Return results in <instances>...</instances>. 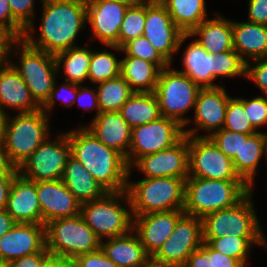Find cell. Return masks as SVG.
I'll list each match as a JSON object with an SVG mask.
<instances>
[{
	"label": "cell",
	"mask_w": 267,
	"mask_h": 267,
	"mask_svg": "<svg viewBox=\"0 0 267 267\" xmlns=\"http://www.w3.org/2000/svg\"><path fill=\"white\" fill-rule=\"evenodd\" d=\"M111 49L124 52L126 56L141 58L156 64L161 70L170 66V64L160 55V53L152 46L144 36L137 37L127 42L122 48L115 45H107Z\"/></svg>",
	"instance_id": "obj_40"
},
{
	"label": "cell",
	"mask_w": 267,
	"mask_h": 267,
	"mask_svg": "<svg viewBox=\"0 0 267 267\" xmlns=\"http://www.w3.org/2000/svg\"><path fill=\"white\" fill-rule=\"evenodd\" d=\"M200 89L178 70H172L169 66L162 69L153 92L157 97L161 116L173 119L185 128L191 120L185 118L184 114L194 108Z\"/></svg>",
	"instance_id": "obj_10"
},
{
	"label": "cell",
	"mask_w": 267,
	"mask_h": 267,
	"mask_svg": "<svg viewBox=\"0 0 267 267\" xmlns=\"http://www.w3.org/2000/svg\"><path fill=\"white\" fill-rule=\"evenodd\" d=\"M68 139L71 155L107 192L126 191L129 167L121 153L101 143L86 126L68 132Z\"/></svg>",
	"instance_id": "obj_2"
},
{
	"label": "cell",
	"mask_w": 267,
	"mask_h": 267,
	"mask_svg": "<svg viewBox=\"0 0 267 267\" xmlns=\"http://www.w3.org/2000/svg\"><path fill=\"white\" fill-rule=\"evenodd\" d=\"M256 65H251L250 61L246 63L245 77L253 81L259 89L267 95V59L254 60Z\"/></svg>",
	"instance_id": "obj_47"
},
{
	"label": "cell",
	"mask_w": 267,
	"mask_h": 267,
	"mask_svg": "<svg viewBox=\"0 0 267 267\" xmlns=\"http://www.w3.org/2000/svg\"><path fill=\"white\" fill-rule=\"evenodd\" d=\"M3 107L17 109L18 113H29L41 109L10 61L0 65V108L8 114L4 110L7 108Z\"/></svg>",
	"instance_id": "obj_24"
},
{
	"label": "cell",
	"mask_w": 267,
	"mask_h": 267,
	"mask_svg": "<svg viewBox=\"0 0 267 267\" xmlns=\"http://www.w3.org/2000/svg\"><path fill=\"white\" fill-rule=\"evenodd\" d=\"M11 118L7 114L3 139L10 162L19 168L48 139L49 115L39 109Z\"/></svg>",
	"instance_id": "obj_5"
},
{
	"label": "cell",
	"mask_w": 267,
	"mask_h": 267,
	"mask_svg": "<svg viewBox=\"0 0 267 267\" xmlns=\"http://www.w3.org/2000/svg\"><path fill=\"white\" fill-rule=\"evenodd\" d=\"M161 69L154 63L131 56L121 59V76L137 93L154 92Z\"/></svg>",
	"instance_id": "obj_30"
},
{
	"label": "cell",
	"mask_w": 267,
	"mask_h": 267,
	"mask_svg": "<svg viewBox=\"0 0 267 267\" xmlns=\"http://www.w3.org/2000/svg\"><path fill=\"white\" fill-rule=\"evenodd\" d=\"M265 153V133L258 131L242 142L239 154L232 159L235 172L251 189H253L254 175H257L259 161Z\"/></svg>",
	"instance_id": "obj_29"
},
{
	"label": "cell",
	"mask_w": 267,
	"mask_h": 267,
	"mask_svg": "<svg viewBox=\"0 0 267 267\" xmlns=\"http://www.w3.org/2000/svg\"><path fill=\"white\" fill-rule=\"evenodd\" d=\"M18 38L6 27L0 25V61H10L12 47Z\"/></svg>",
	"instance_id": "obj_53"
},
{
	"label": "cell",
	"mask_w": 267,
	"mask_h": 267,
	"mask_svg": "<svg viewBox=\"0 0 267 267\" xmlns=\"http://www.w3.org/2000/svg\"><path fill=\"white\" fill-rule=\"evenodd\" d=\"M100 248L118 267H139L150 258L134 230L101 241Z\"/></svg>",
	"instance_id": "obj_26"
},
{
	"label": "cell",
	"mask_w": 267,
	"mask_h": 267,
	"mask_svg": "<svg viewBox=\"0 0 267 267\" xmlns=\"http://www.w3.org/2000/svg\"><path fill=\"white\" fill-rule=\"evenodd\" d=\"M250 135L253 134L236 133L222 128L208 138L232 160L236 154H239L242 142H245Z\"/></svg>",
	"instance_id": "obj_42"
},
{
	"label": "cell",
	"mask_w": 267,
	"mask_h": 267,
	"mask_svg": "<svg viewBox=\"0 0 267 267\" xmlns=\"http://www.w3.org/2000/svg\"><path fill=\"white\" fill-rule=\"evenodd\" d=\"M74 267H118L101 250L76 256L72 260Z\"/></svg>",
	"instance_id": "obj_46"
},
{
	"label": "cell",
	"mask_w": 267,
	"mask_h": 267,
	"mask_svg": "<svg viewBox=\"0 0 267 267\" xmlns=\"http://www.w3.org/2000/svg\"><path fill=\"white\" fill-rule=\"evenodd\" d=\"M184 214L183 210H172L133 216V230L150 257H153L172 235L177 221Z\"/></svg>",
	"instance_id": "obj_20"
},
{
	"label": "cell",
	"mask_w": 267,
	"mask_h": 267,
	"mask_svg": "<svg viewBox=\"0 0 267 267\" xmlns=\"http://www.w3.org/2000/svg\"><path fill=\"white\" fill-rule=\"evenodd\" d=\"M202 243V218L184 214L153 258L171 267H183L187 258L201 248Z\"/></svg>",
	"instance_id": "obj_15"
},
{
	"label": "cell",
	"mask_w": 267,
	"mask_h": 267,
	"mask_svg": "<svg viewBox=\"0 0 267 267\" xmlns=\"http://www.w3.org/2000/svg\"><path fill=\"white\" fill-rule=\"evenodd\" d=\"M84 99H88L87 103L84 105ZM77 100V101H76ZM80 104L79 106H83L86 111L87 110H92L93 108L97 110L95 117L100 113V107L98 104V96H97V91L96 89L89 88L88 86H82L78 85V90H77V97L75 99L74 104ZM89 103V104H88Z\"/></svg>",
	"instance_id": "obj_50"
},
{
	"label": "cell",
	"mask_w": 267,
	"mask_h": 267,
	"mask_svg": "<svg viewBox=\"0 0 267 267\" xmlns=\"http://www.w3.org/2000/svg\"><path fill=\"white\" fill-rule=\"evenodd\" d=\"M251 188L243 180L188 177L185 180V214L203 218L238 203Z\"/></svg>",
	"instance_id": "obj_3"
},
{
	"label": "cell",
	"mask_w": 267,
	"mask_h": 267,
	"mask_svg": "<svg viewBox=\"0 0 267 267\" xmlns=\"http://www.w3.org/2000/svg\"><path fill=\"white\" fill-rule=\"evenodd\" d=\"M0 267H10L9 264L0 261Z\"/></svg>",
	"instance_id": "obj_62"
},
{
	"label": "cell",
	"mask_w": 267,
	"mask_h": 267,
	"mask_svg": "<svg viewBox=\"0 0 267 267\" xmlns=\"http://www.w3.org/2000/svg\"><path fill=\"white\" fill-rule=\"evenodd\" d=\"M139 267H171L160 261L155 260L153 257H150L144 264H141Z\"/></svg>",
	"instance_id": "obj_59"
},
{
	"label": "cell",
	"mask_w": 267,
	"mask_h": 267,
	"mask_svg": "<svg viewBox=\"0 0 267 267\" xmlns=\"http://www.w3.org/2000/svg\"><path fill=\"white\" fill-rule=\"evenodd\" d=\"M143 36L169 64H172V57L179 51L183 41L191 37L189 33H183L174 24L160 1L147 0Z\"/></svg>",
	"instance_id": "obj_13"
},
{
	"label": "cell",
	"mask_w": 267,
	"mask_h": 267,
	"mask_svg": "<svg viewBox=\"0 0 267 267\" xmlns=\"http://www.w3.org/2000/svg\"><path fill=\"white\" fill-rule=\"evenodd\" d=\"M145 19L146 0H140L128 6L119 29V48H122L129 41L143 36Z\"/></svg>",
	"instance_id": "obj_37"
},
{
	"label": "cell",
	"mask_w": 267,
	"mask_h": 267,
	"mask_svg": "<svg viewBox=\"0 0 267 267\" xmlns=\"http://www.w3.org/2000/svg\"><path fill=\"white\" fill-rule=\"evenodd\" d=\"M19 51V66L10 62L28 86L36 103L41 107L54 87L57 66L53 54L30 46L23 38L18 39L11 51ZM20 49V50H19Z\"/></svg>",
	"instance_id": "obj_9"
},
{
	"label": "cell",
	"mask_w": 267,
	"mask_h": 267,
	"mask_svg": "<svg viewBox=\"0 0 267 267\" xmlns=\"http://www.w3.org/2000/svg\"><path fill=\"white\" fill-rule=\"evenodd\" d=\"M91 54V49L80 46L61 51L54 55L57 70L60 71L59 68H64L65 81L78 85L83 84L88 79Z\"/></svg>",
	"instance_id": "obj_34"
},
{
	"label": "cell",
	"mask_w": 267,
	"mask_h": 267,
	"mask_svg": "<svg viewBox=\"0 0 267 267\" xmlns=\"http://www.w3.org/2000/svg\"><path fill=\"white\" fill-rule=\"evenodd\" d=\"M7 114L0 108V136H3Z\"/></svg>",
	"instance_id": "obj_60"
},
{
	"label": "cell",
	"mask_w": 267,
	"mask_h": 267,
	"mask_svg": "<svg viewBox=\"0 0 267 267\" xmlns=\"http://www.w3.org/2000/svg\"><path fill=\"white\" fill-rule=\"evenodd\" d=\"M182 62L184 70L179 72L188 76L200 88H212L213 54L194 40L186 47Z\"/></svg>",
	"instance_id": "obj_31"
},
{
	"label": "cell",
	"mask_w": 267,
	"mask_h": 267,
	"mask_svg": "<svg viewBox=\"0 0 267 267\" xmlns=\"http://www.w3.org/2000/svg\"><path fill=\"white\" fill-rule=\"evenodd\" d=\"M86 128L105 146L121 153L128 165L132 128L119 111L100 112L97 117H93L90 126Z\"/></svg>",
	"instance_id": "obj_23"
},
{
	"label": "cell",
	"mask_w": 267,
	"mask_h": 267,
	"mask_svg": "<svg viewBox=\"0 0 267 267\" xmlns=\"http://www.w3.org/2000/svg\"><path fill=\"white\" fill-rule=\"evenodd\" d=\"M56 81L57 80H55V82H54V87H53L52 91L50 92V95H49L48 99L41 106V109L46 114H48V112H46V111H49L54 107V105L56 103V98H58L61 101L60 102L61 104H62V102H64V103L67 102L68 104H65V106L68 108V107H71L74 104L75 99L77 97L78 84L70 83L68 81H65V83H63V85L60 86L59 84L57 85ZM55 85H57L58 87L55 86ZM59 87H61V88H59ZM62 93L64 95L68 94L70 96L66 95V97H64V95H62Z\"/></svg>",
	"instance_id": "obj_44"
},
{
	"label": "cell",
	"mask_w": 267,
	"mask_h": 267,
	"mask_svg": "<svg viewBox=\"0 0 267 267\" xmlns=\"http://www.w3.org/2000/svg\"><path fill=\"white\" fill-rule=\"evenodd\" d=\"M13 20L25 31L24 35H32L34 30V0H8Z\"/></svg>",
	"instance_id": "obj_43"
},
{
	"label": "cell",
	"mask_w": 267,
	"mask_h": 267,
	"mask_svg": "<svg viewBox=\"0 0 267 267\" xmlns=\"http://www.w3.org/2000/svg\"><path fill=\"white\" fill-rule=\"evenodd\" d=\"M251 189L234 206L207 214L202 218L203 242L224 236H265L252 202Z\"/></svg>",
	"instance_id": "obj_8"
},
{
	"label": "cell",
	"mask_w": 267,
	"mask_h": 267,
	"mask_svg": "<svg viewBox=\"0 0 267 267\" xmlns=\"http://www.w3.org/2000/svg\"><path fill=\"white\" fill-rule=\"evenodd\" d=\"M248 22L267 25V0H249Z\"/></svg>",
	"instance_id": "obj_52"
},
{
	"label": "cell",
	"mask_w": 267,
	"mask_h": 267,
	"mask_svg": "<svg viewBox=\"0 0 267 267\" xmlns=\"http://www.w3.org/2000/svg\"><path fill=\"white\" fill-rule=\"evenodd\" d=\"M245 70L246 63L235 50L213 54L212 88L219 87L213 83L217 77H245Z\"/></svg>",
	"instance_id": "obj_39"
},
{
	"label": "cell",
	"mask_w": 267,
	"mask_h": 267,
	"mask_svg": "<svg viewBox=\"0 0 267 267\" xmlns=\"http://www.w3.org/2000/svg\"><path fill=\"white\" fill-rule=\"evenodd\" d=\"M232 29L233 48L245 63L267 59V25L232 21Z\"/></svg>",
	"instance_id": "obj_25"
},
{
	"label": "cell",
	"mask_w": 267,
	"mask_h": 267,
	"mask_svg": "<svg viewBox=\"0 0 267 267\" xmlns=\"http://www.w3.org/2000/svg\"><path fill=\"white\" fill-rule=\"evenodd\" d=\"M223 129L245 134L258 132L248 120L247 111L244 110V98L231 97L229 99Z\"/></svg>",
	"instance_id": "obj_41"
},
{
	"label": "cell",
	"mask_w": 267,
	"mask_h": 267,
	"mask_svg": "<svg viewBox=\"0 0 267 267\" xmlns=\"http://www.w3.org/2000/svg\"><path fill=\"white\" fill-rule=\"evenodd\" d=\"M264 236H224L214 238L208 244L216 251L221 252L229 257L237 259L244 267L248 261V253L252 246H266L267 242Z\"/></svg>",
	"instance_id": "obj_36"
},
{
	"label": "cell",
	"mask_w": 267,
	"mask_h": 267,
	"mask_svg": "<svg viewBox=\"0 0 267 267\" xmlns=\"http://www.w3.org/2000/svg\"><path fill=\"white\" fill-rule=\"evenodd\" d=\"M160 2L183 33H190L206 19L205 0H160Z\"/></svg>",
	"instance_id": "obj_33"
},
{
	"label": "cell",
	"mask_w": 267,
	"mask_h": 267,
	"mask_svg": "<svg viewBox=\"0 0 267 267\" xmlns=\"http://www.w3.org/2000/svg\"><path fill=\"white\" fill-rule=\"evenodd\" d=\"M183 267H211V260L201 249L195 250L188 258Z\"/></svg>",
	"instance_id": "obj_55"
},
{
	"label": "cell",
	"mask_w": 267,
	"mask_h": 267,
	"mask_svg": "<svg viewBox=\"0 0 267 267\" xmlns=\"http://www.w3.org/2000/svg\"><path fill=\"white\" fill-rule=\"evenodd\" d=\"M128 172L127 193L133 216L154 212L183 210L185 179L178 177L143 178L130 182Z\"/></svg>",
	"instance_id": "obj_4"
},
{
	"label": "cell",
	"mask_w": 267,
	"mask_h": 267,
	"mask_svg": "<svg viewBox=\"0 0 267 267\" xmlns=\"http://www.w3.org/2000/svg\"><path fill=\"white\" fill-rule=\"evenodd\" d=\"M96 91L100 112L119 111L122 105L134 94L121 75L98 83Z\"/></svg>",
	"instance_id": "obj_35"
},
{
	"label": "cell",
	"mask_w": 267,
	"mask_h": 267,
	"mask_svg": "<svg viewBox=\"0 0 267 267\" xmlns=\"http://www.w3.org/2000/svg\"><path fill=\"white\" fill-rule=\"evenodd\" d=\"M72 260L62 257L51 256L43 265V267H72Z\"/></svg>",
	"instance_id": "obj_58"
},
{
	"label": "cell",
	"mask_w": 267,
	"mask_h": 267,
	"mask_svg": "<svg viewBox=\"0 0 267 267\" xmlns=\"http://www.w3.org/2000/svg\"><path fill=\"white\" fill-rule=\"evenodd\" d=\"M70 156L68 133H61L54 141L45 140L18 168V173L34 182L62 180Z\"/></svg>",
	"instance_id": "obj_11"
},
{
	"label": "cell",
	"mask_w": 267,
	"mask_h": 267,
	"mask_svg": "<svg viewBox=\"0 0 267 267\" xmlns=\"http://www.w3.org/2000/svg\"><path fill=\"white\" fill-rule=\"evenodd\" d=\"M16 224L11 215L5 210H0V238L10 231Z\"/></svg>",
	"instance_id": "obj_57"
},
{
	"label": "cell",
	"mask_w": 267,
	"mask_h": 267,
	"mask_svg": "<svg viewBox=\"0 0 267 267\" xmlns=\"http://www.w3.org/2000/svg\"><path fill=\"white\" fill-rule=\"evenodd\" d=\"M121 75V60L108 51L92 50L88 71V79L93 83H101Z\"/></svg>",
	"instance_id": "obj_38"
},
{
	"label": "cell",
	"mask_w": 267,
	"mask_h": 267,
	"mask_svg": "<svg viewBox=\"0 0 267 267\" xmlns=\"http://www.w3.org/2000/svg\"><path fill=\"white\" fill-rule=\"evenodd\" d=\"M265 140H266V153H265V158L267 159V133H265Z\"/></svg>",
	"instance_id": "obj_63"
},
{
	"label": "cell",
	"mask_w": 267,
	"mask_h": 267,
	"mask_svg": "<svg viewBox=\"0 0 267 267\" xmlns=\"http://www.w3.org/2000/svg\"><path fill=\"white\" fill-rule=\"evenodd\" d=\"M46 248L44 224L16 223L0 238V261L7 264Z\"/></svg>",
	"instance_id": "obj_19"
},
{
	"label": "cell",
	"mask_w": 267,
	"mask_h": 267,
	"mask_svg": "<svg viewBox=\"0 0 267 267\" xmlns=\"http://www.w3.org/2000/svg\"><path fill=\"white\" fill-rule=\"evenodd\" d=\"M189 176L218 180H242L228 158L208 137L188 136Z\"/></svg>",
	"instance_id": "obj_14"
},
{
	"label": "cell",
	"mask_w": 267,
	"mask_h": 267,
	"mask_svg": "<svg viewBox=\"0 0 267 267\" xmlns=\"http://www.w3.org/2000/svg\"><path fill=\"white\" fill-rule=\"evenodd\" d=\"M43 10L38 40L33 35L23 39L32 47L50 54L75 46L80 29L86 28V0H42Z\"/></svg>",
	"instance_id": "obj_1"
},
{
	"label": "cell",
	"mask_w": 267,
	"mask_h": 267,
	"mask_svg": "<svg viewBox=\"0 0 267 267\" xmlns=\"http://www.w3.org/2000/svg\"><path fill=\"white\" fill-rule=\"evenodd\" d=\"M107 1H118V2H122V3H137L140 0H107Z\"/></svg>",
	"instance_id": "obj_61"
},
{
	"label": "cell",
	"mask_w": 267,
	"mask_h": 267,
	"mask_svg": "<svg viewBox=\"0 0 267 267\" xmlns=\"http://www.w3.org/2000/svg\"><path fill=\"white\" fill-rule=\"evenodd\" d=\"M62 181L80 203L102 198L107 191L72 155L67 161Z\"/></svg>",
	"instance_id": "obj_28"
},
{
	"label": "cell",
	"mask_w": 267,
	"mask_h": 267,
	"mask_svg": "<svg viewBox=\"0 0 267 267\" xmlns=\"http://www.w3.org/2000/svg\"><path fill=\"white\" fill-rule=\"evenodd\" d=\"M184 136V127L163 116L156 121L132 128L128 153L129 169L141 157L171 148Z\"/></svg>",
	"instance_id": "obj_12"
},
{
	"label": "cell",
	"mask_w": 267,
	"mask_h": 267,
	"mask_svg": "<svg viewBox=\"0 0 267 267\" xmlns=\"http://www.w3.org/2000/svg\"><path fill=\"white\" fill-rule=\"evenodd\" d=\"M0 25L9 29L18 39L24 36V30L13 20L8 0H0Z\"/></svg>",
	"instance_id": "obj_49"
},
{
	"label": "cell",
	"mask_w": 267,
	"mask_h": 267,
	"mask_svg": "<svg viewBox=\"0 0 267 267\" xmlns=\"http://www.w3.org/2000/svg\"><path fill=\"white\" fill-rule=\"evenodd\" d=\"M244 110L252 127L257 131L258 127L267 124V95L259 96L251 100L244 99Z\"/></svg>",
	"instance_id": "obj_45"
},
{
	"label": "cell",
	"mask_w": 267,
	"mask_h": 267,
	"mask_svg": "<svg viewBox=\"0 0 267 267\" xmlns=\"http://www.w3.org/2000/svg\"><path fill=\"white\" fill-rule=\"evenodd\" d=\"M201 249L211 260V267H244L237 259L214 250L208 243L203 242Z\"/></svg>",
	"instance_id": "obj_48"
},
{
	"label": "cell",
	"mask_w": 267,
	"mask_h": 267,
	"mask_svg": "<svg viewBox=\"0 0 267 267\" xmlns=\"http://www.w3.org/2000/svg\"><path fill=\"white\" fill-rule=\"evenodd\" d=\"M5 210L16 223L42 224L37 182L18 174L12 182Z\"/></svg>",
	"instance_id": "obj_22"
},
{
	"label": "cell",
	"mask_w": 267,
	"mask_h": 267,
	"mask_svg": "<svg viewBox=\"0 0 267 267\" xmlns=\"http://www.w3.org/2000/svg\"><path fill=\"white\" fill-rule=\"evenodd\" d=\"M52 255L45 248L42 252L26 255L9 263L10 267H43Z\"/></svg>",
	"instance_id": "obj_51"
},
{
	"label": "cell",
	"mask_w": 267,
	"mask_h": 267,
	"mask_svg": "<svg viewBox=\"0 0 267 267\" xmlns=\"http://www.w3.org/2000/svg\"><path fill=\"white\" fill-rule=\"evenodd\" d=\"M217 18L205 19L199 26L194 28L189 34L199 36L198 41L202 47L212 54L223 53L233 48L232 20L225 19L216 14Z\"/></svg>",
	"instance_id": "obj_27"
},
{
	"label": "cell",
	"mask_w": 267,
	"mask_h": 267,
	"mask_svg": "<svg viewBox=\"0 0 267 267\" xmlns=\"http://www.w3.org/2000/svg\"><path fill=\"white\" fill-rule=\"evenodd\" d=\"M46 248L55 257L73 260L100 249L101 240L81 215L60 218L45 225Z\"/></svg>",
	"instance_id": "obj_7"
},
{
	"label": "cell",
	"mask_w": 267,
	"mask_h": 267,
	"mask_svg": "<svg viewBox=\"0 0 267 267\" xmlns=\"http://www.w3.org/2000/svg\"><path fill=\"white\" fill-rule=\"evenodd\" d=\"M18 174V171L0 173V210L6 208L12 182Z\"/></svg>",
	"instance_id": "obj_54"
},
{
	"label": "cell",
	"mask_w": 267,
	"mask_h": 267,
	"mask_svg": "<svg viewBox=\"0 0 267 267\" xmlns=\"http://www.w3.org/2000/svg\"><path fill=\"white\" fill-rule=\"evenodd\" d=\"M107 0H86V22L92 27V37L105 46L118 47L119 29L129 5Z\"/></svg>",
	"instance_id": "obj_18"
},
{
	"label": "cell",
	"mask_w": 267,
	"mask_h": 267,
	"mask_svg": "<svg viewBox=\"0 0 267 267\" xmlns=\"http://www.w3.org/2000/svg\"><path fill=\"white\" fill-rule=\"evenodd\" d=\"M231 97L227 95L225 86L215 88H201L196 97L194 105V123L199 129L208 131V135L196 134L197 128L186 129L184 134L193 137H208L223 128L228 101Z\"/></svg>",
	"instance_id": "obj_17"
},
{
	"label": "cell",
	"mask_w": 267,
	"mask_h": 267,
	"mask_svg": "<svg viewBox=\"0 0 267 267\" xmlns=\"http://www.w3.org/2000/svg\"><path fill=\"white\" fill-rule=\"evenodd\" d=\"M120 199L127 203L130 210L123 207V203L118 201ZM80 215L101 241L105 237L113 238L133 230V214L127 191L107 192L102 198L82 203Z\"/></svg>",
	"instance_id": "obj_6"
},
{
	"label": "cell",
	"mask_w": 267,
	"mask_h": 267,
	"mask_svg": "<svg viewBox=\"0 0 267 267\" xmlns=\"http://www.w3.org/2000/svg\"><path fill=\"white\" fill-rule=\"evenodd\" d=\"M119 113L131 128L156 121L162 117L157 97L153 92H134L122 105Z\"/></svg>",
	"instance_id": "obj_32"
},
{
	"label": "cell",
	"mask_w": 267,
	"mask_h": 267,
	"mask_svg": "<svg viewBox=\"0 0 267 267\" xmlns=\"http://www.w3.org/2000/svg\"><path fill=\"white\" fill-rule=\"evenodd\" d=\"M38 202L42 213V224L60 218L80 214L81 204L62 180L37 182Z\"/></svg>",
	"instance_id": "obj_21"
},
{
	"label": "cell",
	"mask_w": 267,
	"mask_h": 267,
	"mask_svg": "<svg viewBox=\"0 0 267 267\" xmlns=\"http://www.w3.org/2000/svg\"><path fill=\"white\" fill-rule=\"evenodd\" d=\"M145 178L189 176L188 136L171 148L141 157L134 165Z\"/></svg>",
	"instance_id": "obj_16"
},
{
	"label": "cell",
	"mask_w": 267,
	"mask_h": 267,
	"mask_svg": "<svg viewBox=\"0 0 267 267\" xmlns=\"http://www.w3.org/2000/svg\"><path fill=\"white\" fill-rule=\"evenodd\" d=\"M8 171H18V168L14 167V165L10 162L3 136H0V173Z\"/></svg>",
	"instance_id": "obj_56"
}]
</instances>
